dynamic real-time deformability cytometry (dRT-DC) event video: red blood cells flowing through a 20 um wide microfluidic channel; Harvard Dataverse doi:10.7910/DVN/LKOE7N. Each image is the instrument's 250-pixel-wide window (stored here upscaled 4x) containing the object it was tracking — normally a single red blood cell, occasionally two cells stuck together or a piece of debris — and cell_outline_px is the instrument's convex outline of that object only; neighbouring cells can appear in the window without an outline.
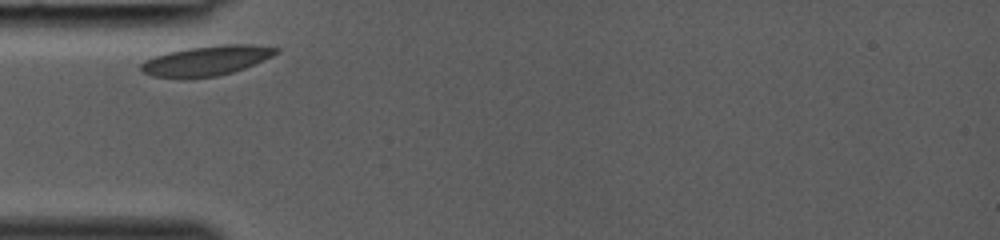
{"species": "common noctule bat (a hibernating species)", "species_latin": "Nyctalus noctula", "temperature_condition": "room temperature", "stored_images_in_passage": 24, "camera_frame_rate_fps": 3000, "um_per_image_px": 0.085, "animal": {"sex": "female", "body_mass_g": 19.0, "forearm_length_mm": 53.3}, "frame": {"image": 1, "passage_image": 1, "time_ms": 0.0, "image_size_px": [1000, 240], "cell_outline_px": [[280, 52], [272, 56], [244, 68], [232, 72], [216, 76], [152, 76], [140, 72], [140, 64], [144, 60], [168, 52], [188, 48], [224, 44], [252, 44], [280, 48]], "centroid_in_image_um": [17.58, 5.12], "position_along_channel_um": 67.4, "area_um2": 22.95}}
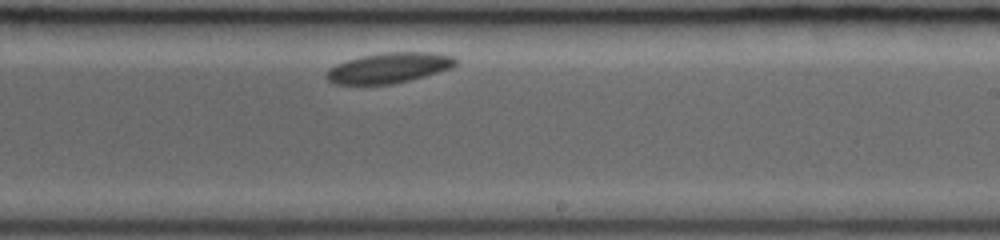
{"frame": {"image": 2, "passage_image": 14, "time_ms": 4.333, "image_size_px": [1000, 240], "cell_outline_px": [[460, 60], [452, 68], [424, 76], [392, 84], [336, 84], [328, 80], [324, 76], [324, 72], [328, 68], [336, 64], [360, 56], [384, 52], [432, 52], [456, 56]], "centroid_in_image_um": [33.07, 5.75], "position_along_channel_um": 255.9, "area_um2": 23.06}}
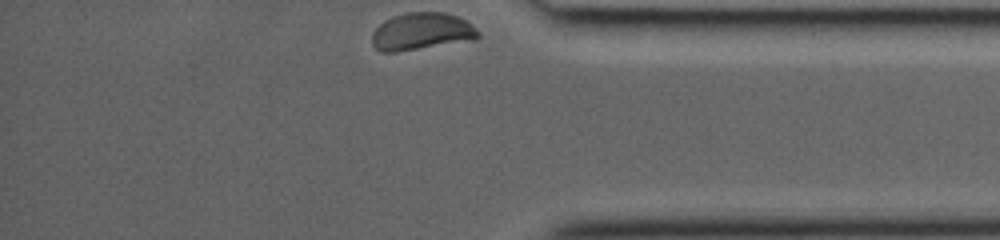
{"frame": {"image": 3, "passage_image": 24, "time_ms": 7.667, "image_size_px": [1000, 240], "cell_outline_px": [[480, 36], [476, 40], [396, 52], [380, 52], [372, 44], [372, 32], [384, 20], [392, 16], [404, 12], [444, 12], [456, 16], [472, 24], [480, 32]], "centroid_in_image_um": [35.85, 2.68], "position_along_channel_um": 399.4, "area_um2": 23.35}}